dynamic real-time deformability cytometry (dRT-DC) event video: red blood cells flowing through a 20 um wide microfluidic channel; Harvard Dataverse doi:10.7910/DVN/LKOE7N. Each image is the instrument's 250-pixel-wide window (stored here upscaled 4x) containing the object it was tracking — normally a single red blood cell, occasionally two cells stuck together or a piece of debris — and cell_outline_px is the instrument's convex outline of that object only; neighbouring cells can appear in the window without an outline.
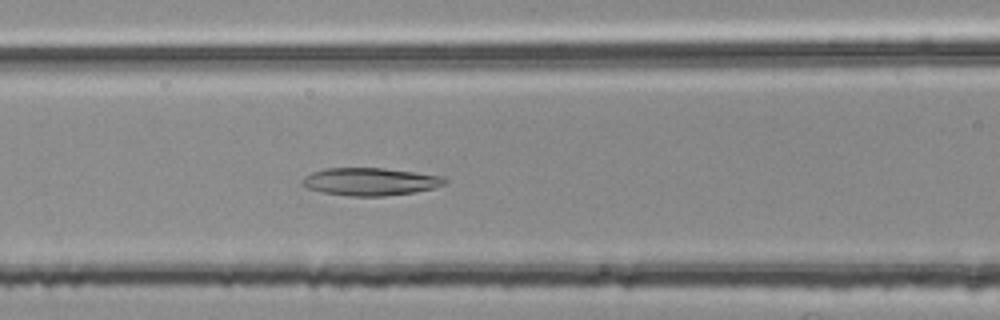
{"species": "common noctule bat (a hibernating species)", "species_latin": "Nyctalus noctula", "temperature_condition": "room temperature", "stored_images_in_passage": 37, "camera_frame_rate_fps": 3000, "um_per_image_px": 0.085, "animal": {"sex": "female", "body_mass_g": 25.1}, "frame": {"image": 1, "passage_image": 11, "time_ms": 3.333, "image_size_px": [1000, 320], "cell_outline_px": [[448, 180], [444, 184], [432, 188], [416, 192], [384, 196], [348, 196], [320, 192], [304, 188], [300, 184], [300, 180], [304, 176], [312, 172], [324, 168], [384, 168], [444, 176]], "centroid_in_image_um": [31.4, 15.44], "position_along_channel_um": 135.2, "area_um2": 23.29}}
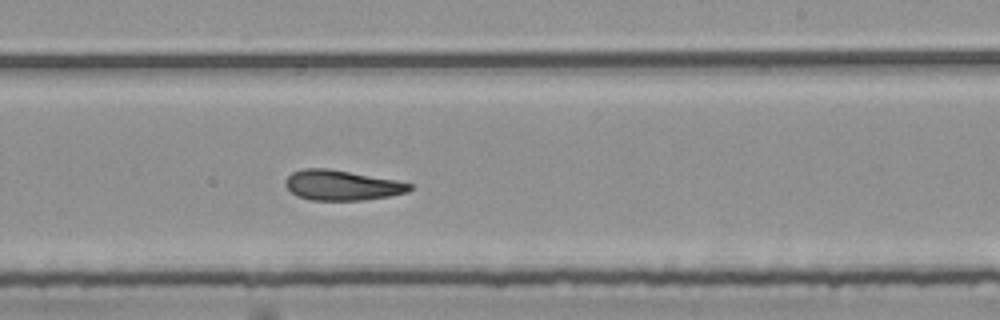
{"frame": {"image": 2, "passage_image": 21, "time_ms": 6.667, "image_size_px": [1000, 320], "cell_outline_px": [[412, 188], [408, 192], [388, 196], [364, 200], [312, 200], [296, 196], [284, 184], [284, 180], [292, 172], [304, 168], [328, 168], [396, 180], [412, 184]], "centroid_in_image_um": [29.03, 15.74], "position_along_channel_um": 260.0, "area_um2": 21.79}}
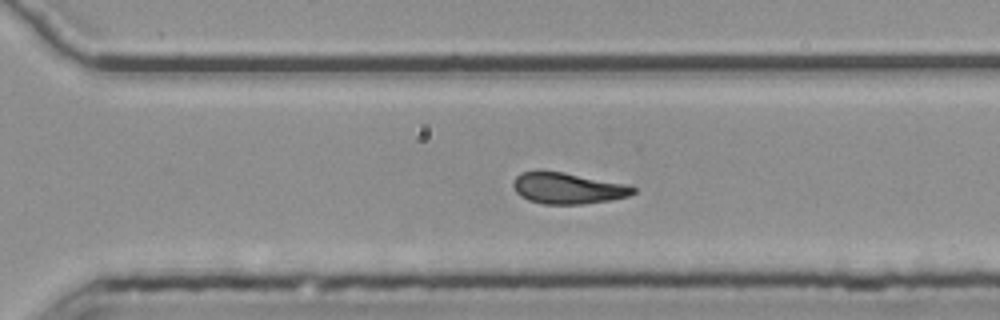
{"frame": {"image": 3, "passage_image": 26, "time_ms": 8.333, "image_size_px": [1000, 320], "cell_outline_px": [[636, 192], [628, 196], [612, 200], [584, 204], [544, 204], [528, 200], [520, 196], [516, 192], [512, 184], [512, 180], [520, 172], [564, 172], [628, 184], [636, 188]], "centroid_in_image_um": [48.28, 16.01], "position_along_channel_um": 322.3, "area_um2": 21.85}, "authors_computed_cell_mechanics": {"area_um2": 21.8484, "velocity_mm_per_s": 3.7465, "shape_relaxation_time_tau1_ms": null, "shape_relaxation_time_tau2_ms": 3.0441, "deformation_change_tau1": null, "deformation_change_tau2": 0.1138}}